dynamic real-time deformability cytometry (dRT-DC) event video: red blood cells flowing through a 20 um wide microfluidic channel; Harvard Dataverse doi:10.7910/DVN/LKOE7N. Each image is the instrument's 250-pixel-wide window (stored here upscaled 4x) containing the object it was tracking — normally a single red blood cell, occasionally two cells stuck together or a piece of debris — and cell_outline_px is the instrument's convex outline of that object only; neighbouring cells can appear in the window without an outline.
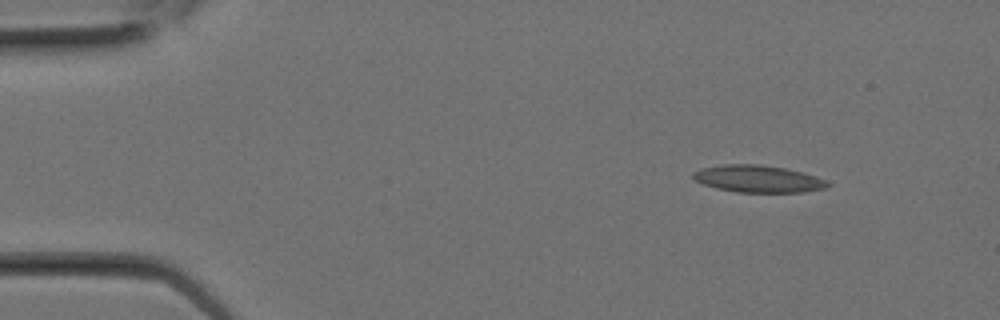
{"species": "Egyptian fruit bat (a non-hibernating species)", "species_latin": "Rousettus aegyptiacus", "temperature_condition": "room temperature", "stored_images_in_passage": 1, "camera_frame_rate_fps": 3000, "um_per_image_px": 0.085, "animal": {"sex": "female"}, "frame": {"image": 1, "passage_image": 1, "time_ms": 0.0, "image_size_px": [1000, 320], "cell_outline_px": [[832, 184], [824, 188], [804, 192], [736, 192], [716, 188], [704, 184], [696, 180], [692, 176], [692, 172], [700, 168], [724, 164], [760, 164], [784, 168], [816, 176], [828, 180]], "centroid_in_image_um": [64.44, 15.2], "position_along_channel_um": 20.6, "area_um2": 21.27}}